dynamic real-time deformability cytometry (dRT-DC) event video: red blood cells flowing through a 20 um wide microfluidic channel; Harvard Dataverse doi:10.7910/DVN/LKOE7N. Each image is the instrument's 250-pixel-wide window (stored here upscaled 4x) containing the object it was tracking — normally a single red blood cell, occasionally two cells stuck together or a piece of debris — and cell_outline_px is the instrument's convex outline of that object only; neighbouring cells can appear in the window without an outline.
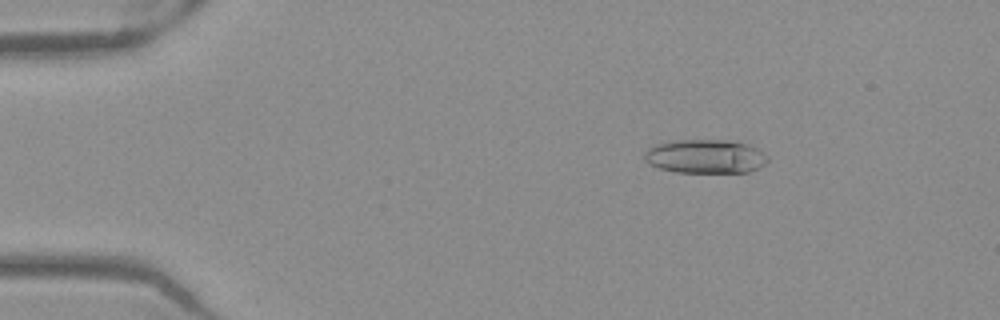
{"species": "Egyptian fruit bat (a non-hibernating species)", "species_latin": "Rousettus aegyptiacus", "temperature_condition": "warm", "stored_images_in_passage": 52, "camera_frame_rate_fps": 3000, "um_per_image_px": 0.085, "frame": {"image": 1, "passage_image": 8, "time_ms": 2.333, "image_size_px": [1000, 320], "cell_outline_px": [[768, 160], [764, 164], [748, 172], [676, 172], [660, 168], [648, 164], [644, 160], [644, 152], [652, 144], [680, 140], [736, 140], [748, 144], [764, 152], [768, 156]], "centroid_in_image_um": [59.94, 13.28], "position_along_channel_um": 25.1, "area_um2": 24.51}}
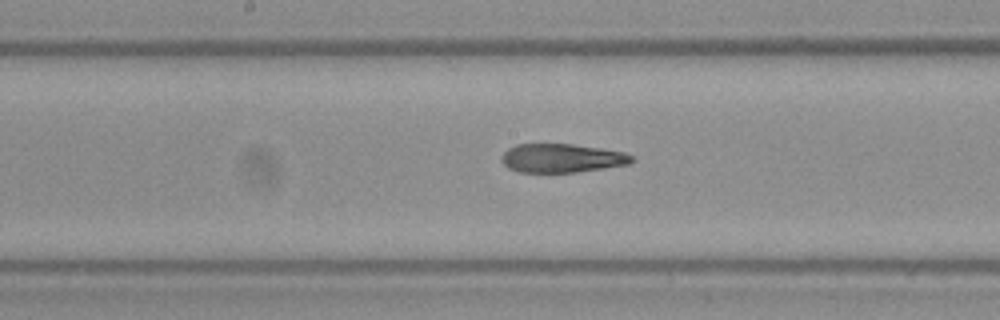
{"frame": {"image": 2, "passage_image": 27, "time_ms": 8.667, "image_size_px": [1000, 320], "cell_outline_px": [[632, 164], [576, 172], [520, 172], [508, 168], [500, 160], [504, 152], [508, 148], [516, 144], [572, 144], [600, 148], [624, 152], [632, 156]], "centroid_in_image_um": [47.74, 13.44], "position_along_channel_um": 200.5, "area_um2": 21.79}}
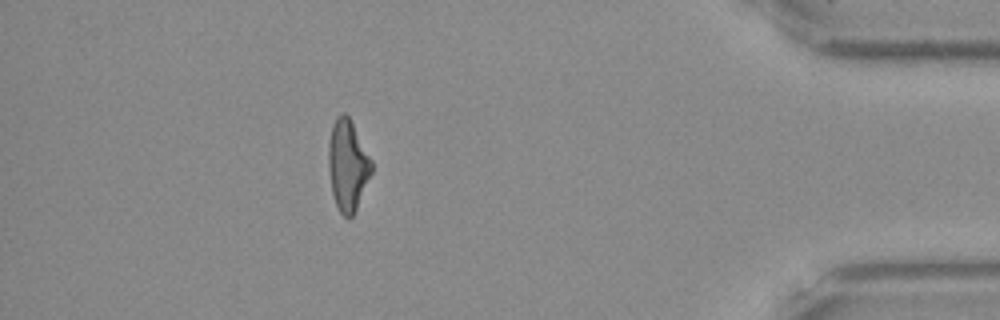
{"frame": {"image": 3, "passage_image": 46, "time_ms": 15.0, "image_size_px": [1000, 320], "cell_outline_px": [[372, 172], [356, 208], [352, 216], [348, 220], [340, 212], [336, 204], [332, 192], [328, 168], [328, 144], [332, 124], [336, 116], [340, 112], [344, 112], [348, 116], [372, 160]], "centroid_in_image_um": [29.53, 14.03], "position_along_channel_um": 405.7, "area_um2": 22.72}, "authors_computed_cell_mechanics": {"area_um2": 23.3801, "velocity_mm_per_s": 3.966, "shape_relaxation_time_tau1_ms": null, "shape_relaxation_time_tau2_ms": 3.7767, "deformation_change_tau1": null, "deformation_change_tau2": 0.1487}}